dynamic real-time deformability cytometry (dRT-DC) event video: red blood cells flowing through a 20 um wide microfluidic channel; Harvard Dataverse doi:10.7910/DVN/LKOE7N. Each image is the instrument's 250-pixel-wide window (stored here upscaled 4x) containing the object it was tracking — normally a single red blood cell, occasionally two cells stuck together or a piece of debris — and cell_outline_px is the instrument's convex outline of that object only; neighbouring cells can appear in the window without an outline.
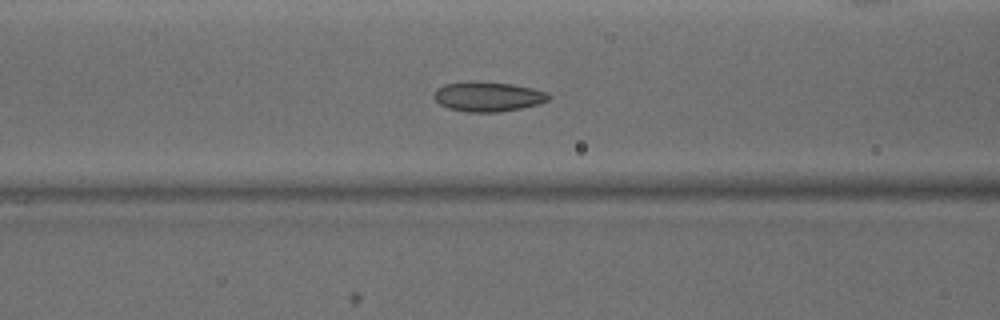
{"species": "common noctule bat (a hibernating species)", "species_latin": "Nyctalus noctula", "temperature_condition": "warm", "stored_images_in_passage": 44, "camera_frame_rate_fps": 3000, "um_per_image_px": 0.085, "animal": {"sex": "male", "body_mass_g": 15.6}, "frame": {"image": 1, "passage_image": 15, "time_ms": 4.667, "image_size_px": [1000, 320], "cell_outline_px": [[552, 96], [548, 100], [536, 104], [520, 108], [500, 112], [468, 112], [448, 108], [440, 104], [432, 96], [436, 88], [444, 84], [468, 80], [476, 80], [512, 84], [532, 88], [548, 92]], "centroid_in_image_um": [41.44, 8.19], "position_along_channel_um": 125.2, "area_um2": 20.17}}
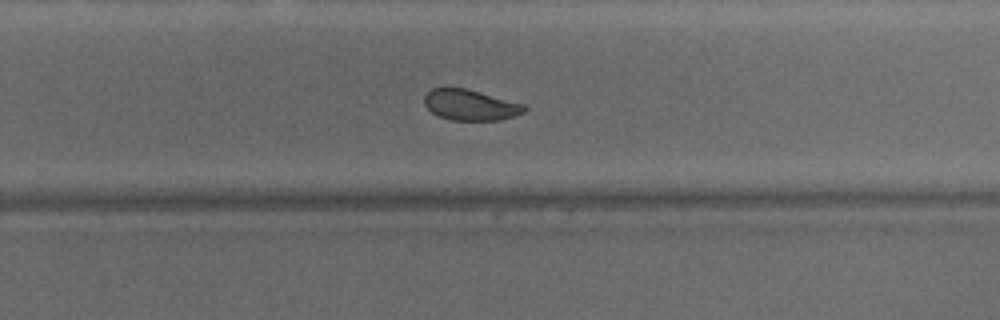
{"frame": {"image": 2, "passage_image": 27, "time_ms": 8.667, "image_size_px": [1000, 320], "cell_outline_px": [[528, 108], [524, 112], [516, 116], [500, 120], [448, 120], [432, 112], [424, 104], [424, 96], [432, 88], [464, 88], [480, 92], [524, 104]], "centroid_in_image_um": [40.0, 8.93], "position_along_channel_um": 289.8, "area_um2": 17.86}}
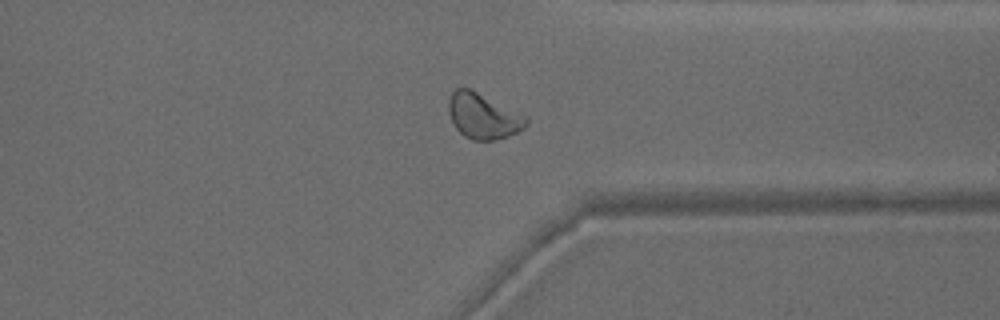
{"frame": {"image": 3, "passage_image": 33, "time_ms": 10.667, "image_size_px": [1000, 320], "cell_outline_px": [[528, 124], [524, 128], [508, 136], [496, 140], [472, 140], [464, 136], [456, 128], [448, 112], [448, 104], [452, 92], [456, 88], [468, 88], [524, 116], [528, 120]], "centroid_in_image_um": [41.03, 9.9], "position_along_channel_um": 370.4, "area_um2": 19.94}, "authors_computed_cell_mechanics": {"area_um2": 20.3745, "velocity_mm_per_s": 4.1267, "shape_relaxation_time_tau1_ms": 3.2789, "shape_relaxation_time_tau2_ms": 1.8999, "deformation_change_tau1": 0.0894, "deformation_change_tau2": 0.0581}}